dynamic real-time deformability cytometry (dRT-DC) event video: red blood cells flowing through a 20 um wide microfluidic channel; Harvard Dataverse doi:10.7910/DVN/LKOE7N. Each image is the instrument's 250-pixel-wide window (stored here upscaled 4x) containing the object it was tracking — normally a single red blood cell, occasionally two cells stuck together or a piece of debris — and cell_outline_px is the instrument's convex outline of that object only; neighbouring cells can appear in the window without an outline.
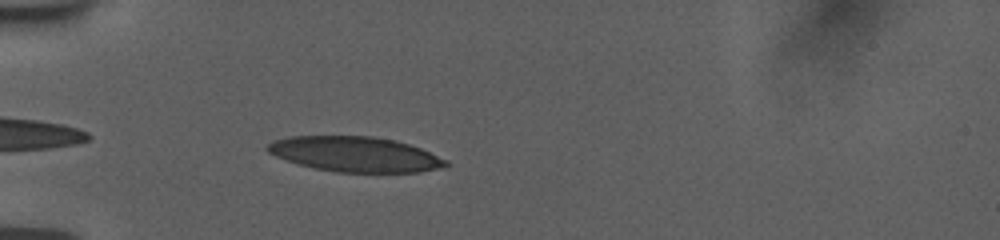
{"species": "human", "species_latin": "Homo sapiens", "temperature_condition": "room temperature", "stored_images_in_passage": 16, "camera_frame_rate_fps": 3000, "um_per_image_px": 0.085, "donor": {"sex": "female"}, "frame": {"image": 1, "passage_image": 2, "time_ms": 0.333, "image_size_px": [1000, 240], "cell_outline_px": [[448, 164], [444, 168], [420, 172], [336, 172], [312, 168], [276, 156], [268, 152], [264, 148], [272, 140], [288, 136], [372, 136], [396, 140], [420, 148], [448, 160]], "centroid_in_image_um": [30.19, 13.1], "position_along_channel_um": 54.8, "area_um2": 36.65}}
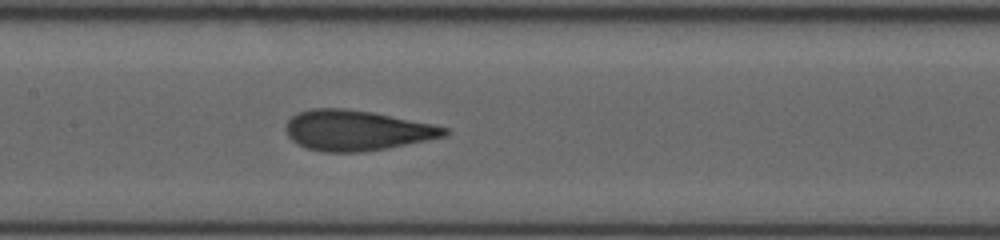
{"frame": {"image": 2, "passage_image": 9, "time_ms": 4.0, "image_size_px": [1000, 240], "cell_outline_px": [[448, 132], [444, 136], [388, 148], [364, 152], [320, 152], [308, 148], [292, 140], [288, 136], [284, 128], [288, 120], [296, 112], [312, 108], [344, 108], [372, 112], [432, 124], [448, 128]], "centroid_in_image_um": [30.26, 11.08], "position_along_channel_um": 177.1, "area_um2": 37.17}}
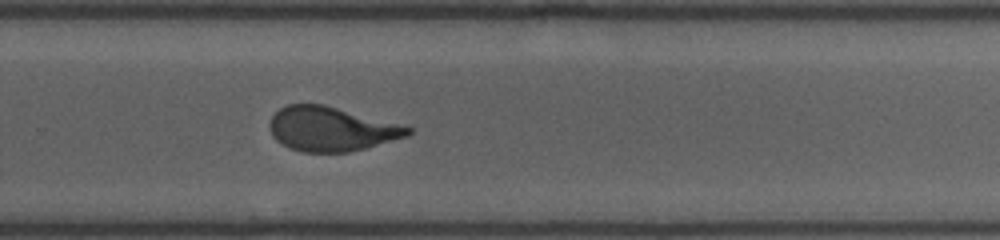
{"frame": {"image": 3, "passage_image": 16, "time_ms": 7.333, "image_size_px": [1000, 240], "cell_outline_px": [[412, 132], [408, 136], [364, 148], [348, 152], [304, 152], [292, 148], [276, 140], [272, 136], [272, 116], [280, 108], [288, 104], [324, 104], [404, 124], [412, 128]], "centroid_in_image_um": [28.22, 10.95], "position_along_channel_um": 301.6, "area_um2": 35.49}}